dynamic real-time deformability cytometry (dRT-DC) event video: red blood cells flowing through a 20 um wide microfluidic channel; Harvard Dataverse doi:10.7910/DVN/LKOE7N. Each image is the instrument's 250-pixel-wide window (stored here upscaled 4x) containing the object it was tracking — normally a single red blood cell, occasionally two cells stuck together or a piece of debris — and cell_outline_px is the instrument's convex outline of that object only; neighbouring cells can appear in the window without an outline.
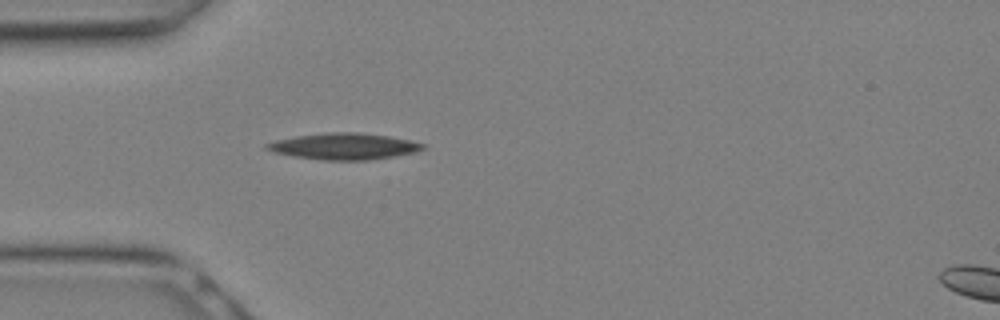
{"species": "Egyptian fruit bat (a non-hibernating species)", "species_latin": "Rousettus aegyptiacus", "temperature_condition": "warm", "stored_images_in_passage": 6, "camera_frame_rate_fps": 3000, "um_per_image_px": 0.085, "animal": {"sex": "female"}, "frame": {"image": 1, "passage_image": 4, "time_ms": 1.0, "image_size_px": [1000, 320], "cell_outline_px": [[424, 148], [416, 152], [368, 160], [324, 160], [292, 156], [272, 152], [264, 148], [264, 144], [276, 140], [296, 136], [324, 132], [360, 132], [388, 136], [408, 140], [424, 144]], "centroid_in_image_um": [29.18, 12.43], "position_along_channel_um": 55.8, "area_um2": 23.93}}
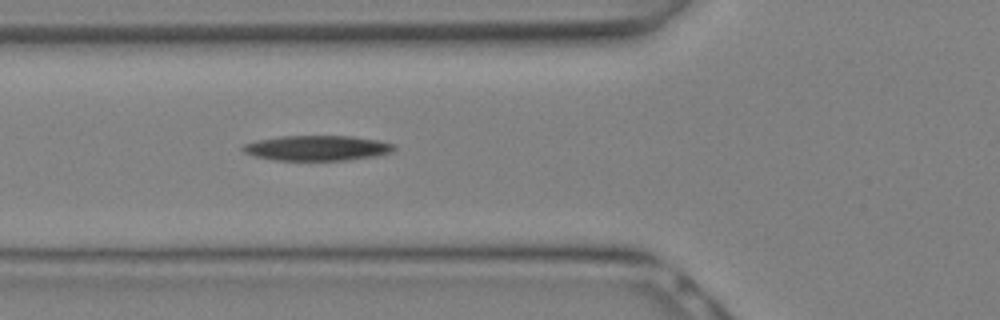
{"frame": {"image": 2, "passage_image": 6, "time_ms": 1.667, "image_size_px": [1000, 320], "cell_outline_px": [[396, 148], [392, 152], [376, 156], [348, 160], [276, 160], [252, 156], [244, 152], [240, 148], [244, 144], [256, 140], [280, 136], [352, 136], [380, 140], [396, 144]], "centroid_in_image_um": [26.97, 12.58], "position_along_channel_um": 98.8, "area_um2": 22.43}}